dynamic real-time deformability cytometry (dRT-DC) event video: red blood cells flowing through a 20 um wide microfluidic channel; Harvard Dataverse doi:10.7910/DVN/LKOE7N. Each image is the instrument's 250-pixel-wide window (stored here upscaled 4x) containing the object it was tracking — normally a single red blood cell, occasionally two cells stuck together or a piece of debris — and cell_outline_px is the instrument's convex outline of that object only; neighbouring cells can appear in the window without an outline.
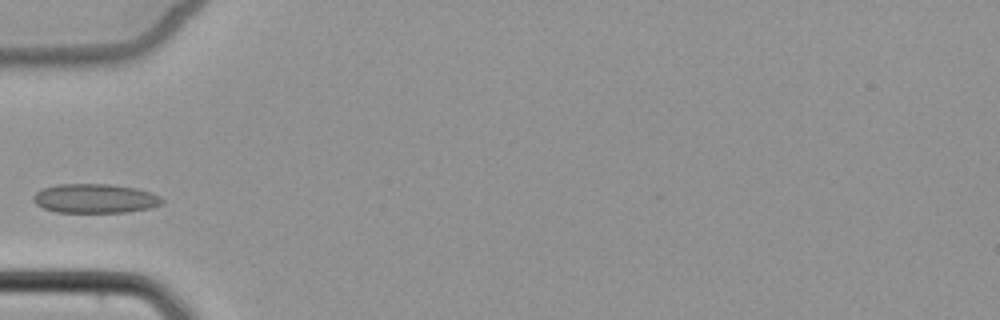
{"species": "common noctule bat (a hibernating species)", "species_latin": "Nyctalus noctula", "temperature_condition": "cold", "stored_images_in_passage": 3, "camera_frame_rate_fps": 3000, "um_per_image_px": 0.085, "animal": {"sex": "female", "body_mass_g": 22.7, "forearm_length_mm": 54.2}, "frame": {"image": 1, "passage_image": 3, "time_ms": 2.333, "image_size_px": [1000, 320], "cell_outline_px": [[164, 204], [152, 208], [128, 212], [56, 212], [44, 208], [36, 204], [32, 200], [32, 196], [36, 192], [44, 188], [60, 184], [112, 184], [136, 188], [152, 192], [160, 196], [164, 200]], "centroid_in_image_um": [8.13, 16.87], "position_along_channel_um": 76.9, "area_um2": 22.14}}